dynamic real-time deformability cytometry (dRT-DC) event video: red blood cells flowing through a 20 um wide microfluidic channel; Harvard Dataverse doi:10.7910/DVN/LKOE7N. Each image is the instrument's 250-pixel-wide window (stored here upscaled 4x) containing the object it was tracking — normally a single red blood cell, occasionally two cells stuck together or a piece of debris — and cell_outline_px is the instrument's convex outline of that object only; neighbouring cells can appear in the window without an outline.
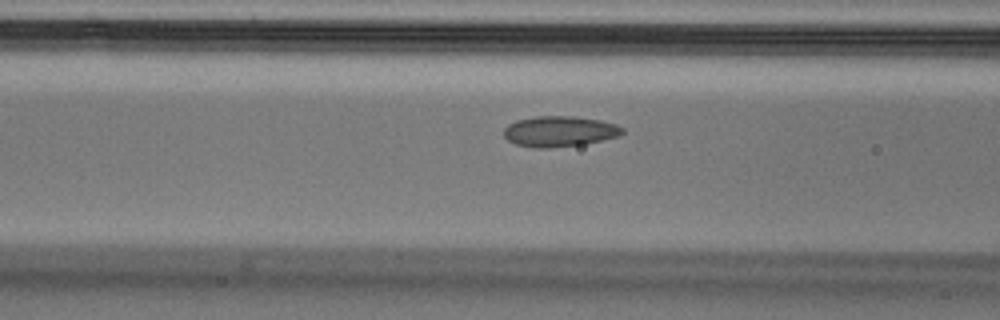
{"species": "Egyptian fruit bat (a non-hibernating species)", "species_latin": "Rousettus aegyptiacus", "temperature_condition": "cold", "stored_images_in_passage": 24, "camera_frame_rate_fps": 3000, "um_per_image_px": 0.085, "animal": {"sex": "male"}, "frame": {"image": 1, "passage_image": 15, "time_ms": 4.667, "image_size_px": [1000, 320], "cell_outline_px": [[624, 132], [620, 136], [584, 144], [548, 148], [536, 148], [516, 144], [508, 140], [504, 136], [504, 128], [508, 124], [516, 120], [536, 116], [576, 116], [600, 120], [616, 124], [624, 128]], "centroid_in_image_um": [47.57, 11.16], "position_along_channel_um": 119.0, "area_um2": 21.27}}
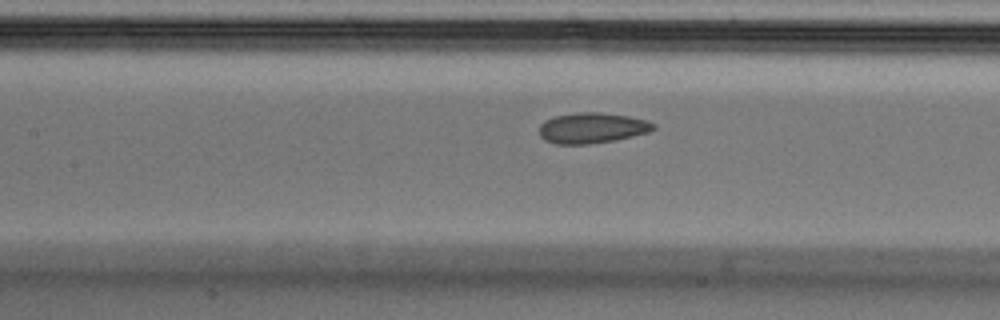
{"frame": {"image": 2, "passage_image": 18, "time_ms": 5.667, "image_size_px": [1000, 320], "cell_outline_px": [[656, 128], [648, 132], [616, 140], [588, 144], [556, 144], [544, 140], [540, 136], [540, 124], [544, 120], [556, 116], [576, 112], [596, 112], [628, 116], [648, 120], [656, 124]], "centroid_in_image_um": [50.33, 10.88], "position_along_channel_um": 157.1, "area_um2": 20.4}}
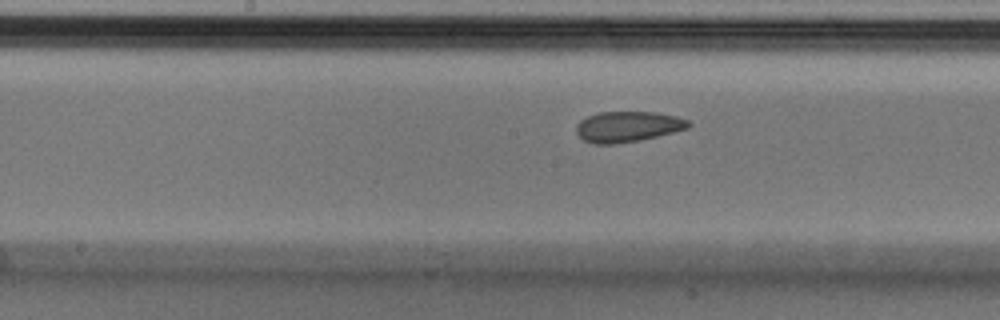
{"frame": {"image": 3, "passage_image": 21, "time_ms": 6.667, "image_size_px": [1000, 320], "cell_outline_px": [[692, 124], [688, 128], [656, 136], [616, 144], [592, 144], [584, 140], [576, 132], [576, 124], [580, 120], [588, 116], [600, 112], [656, 112], [676, 116], [688, 120]], "centroid_in_image_um": [53.34, 10.76], "position_along_channel_um": 194.9, "area_um2": 19.88}}